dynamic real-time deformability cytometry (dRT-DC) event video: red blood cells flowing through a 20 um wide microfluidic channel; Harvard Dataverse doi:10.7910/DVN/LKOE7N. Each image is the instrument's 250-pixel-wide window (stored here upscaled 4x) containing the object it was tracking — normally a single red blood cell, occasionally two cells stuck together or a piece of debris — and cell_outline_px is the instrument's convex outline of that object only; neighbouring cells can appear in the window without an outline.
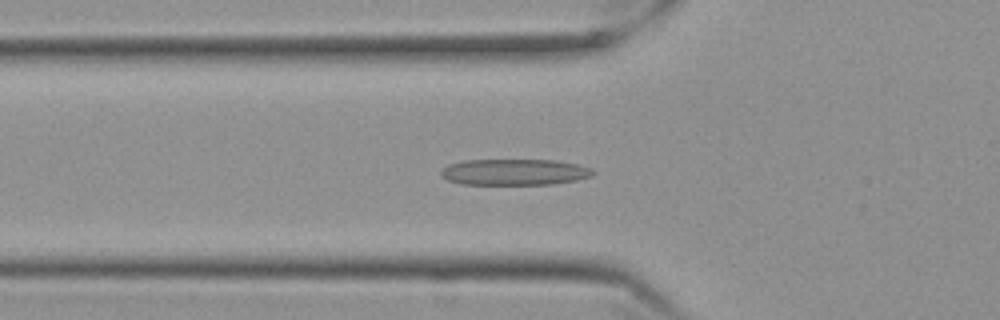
{"species": "Egyptian fruit bat (a non-hibernating species)", "species_latin": "Rousettus aegyptiacus", "temperature_condition": "cold", "stored_images_in_passage": 57, "camera_frame_rate_fps": 3000, "um_per_image_px": 0.085, "frame": {"image": 1, "passage_image": 19, "time_ms": 6.0, "image_size_px": [1000, 320], "cell_outline_px": [[596, 172], [592, 176], [576, 180], [552, 184], [460, 184], [448, 180], [440, 176], [440, 172], [448, 164], [464, 160], [556, 160], [576, 164], [592, 168]], "centroid_in_image_um": [43.73, 14.62], "position_along_channel_um": 82.1, "area_um2": 23.24}}
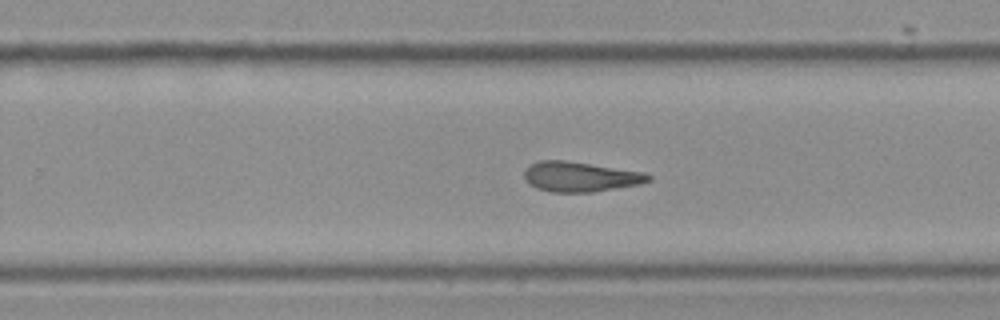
{"frame": {"image": 2, "passage_image": 36, "time_ms": 11.667, "image_size_px": [1000, 320], "cell_outline_px": [[652, 180], [640, 184], [592, 192], [552, 192], [536, 188], [528, 184], [524, 180], [524, 168], [528, 164], [540, 160], [564, 160], [644, 172], [652, 176]], "centroid_in_image_um": [49.27, 15.02], "position_along_channel_um": 280.5, "area_um2": 21.85}}
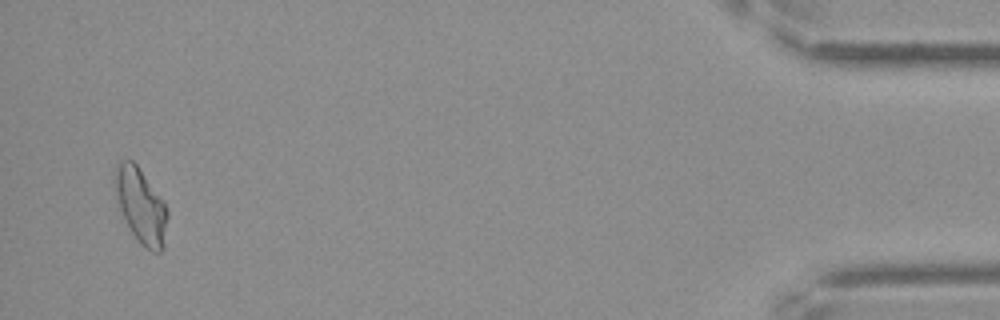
{"frame": {"image": 3, "passage_image": 55, "time_ms": 18.0, "image_size_px": [1000, 320], "cell_outline_px": [[168, 216], [164, 248], [160, 252], [152, 252], [144, 248], [140, 244], [132, 232], [120, 208], [116, 188], [116, 168], [120, 160], [132, 160], [136, 164], [164, 200], [168, 212]], "centroid_in_image_um": [12.04, 17.53], "position_along_channel_um": 423.2, "area_um2": 22.54}, "authors_computed_cell_mechanics": {"area_um2": 22.0218, "velocity_mm_per_s": 3.4851, "shape_relaxation_time_tau1_ms": 9.2004, "shape_relaxation_time_tau2_ms": 3.11, "deformation_change_tau1": 0.2172, "deformation_change_tau2": 0.1323}}